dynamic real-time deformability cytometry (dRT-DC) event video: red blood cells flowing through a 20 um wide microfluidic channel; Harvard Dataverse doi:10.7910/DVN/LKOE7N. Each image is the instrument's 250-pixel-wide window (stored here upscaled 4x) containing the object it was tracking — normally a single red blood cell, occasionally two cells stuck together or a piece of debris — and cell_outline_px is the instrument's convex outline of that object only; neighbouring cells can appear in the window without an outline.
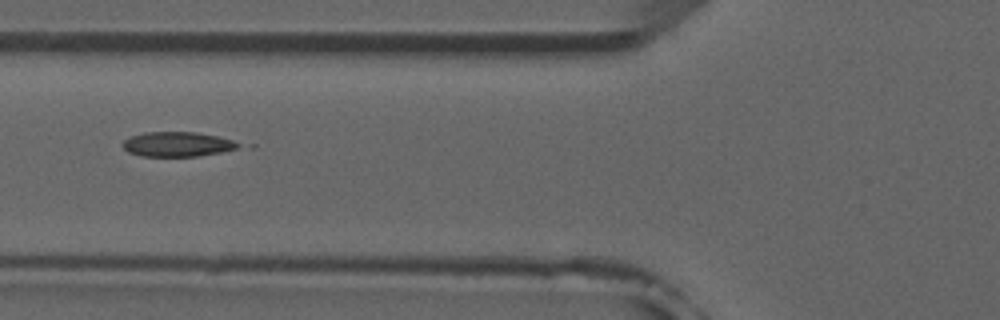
{"species": "common noctule bat (a hibernating species)", "species_latin": "Nyctalus noctula", "temperature_condition": "room temperature", "stored_images_in_passage": 5, "camera_frame_rate_fps": 3000, "um_per_image_px": 0.085, "animal": {"sex": "male", "forearm_length_mm": 52.5}, "frame": {"image": 1, "passage_image": 5, "time_ms": 5.667, "image_size_px": [1000, 320], "cell_outline_px": [[240, 144], [236, 148], [220, 152], [196, 156], [144, 156], [128, 152], [120, 144], [124, 140], [132, 136], [144, 132], [196, 132], [216, 136], [232, 140]], "centroid_in_image_um": [15.02, 12.25], "position_along_channel_um": 110.8, "area_um2": 16.42}}